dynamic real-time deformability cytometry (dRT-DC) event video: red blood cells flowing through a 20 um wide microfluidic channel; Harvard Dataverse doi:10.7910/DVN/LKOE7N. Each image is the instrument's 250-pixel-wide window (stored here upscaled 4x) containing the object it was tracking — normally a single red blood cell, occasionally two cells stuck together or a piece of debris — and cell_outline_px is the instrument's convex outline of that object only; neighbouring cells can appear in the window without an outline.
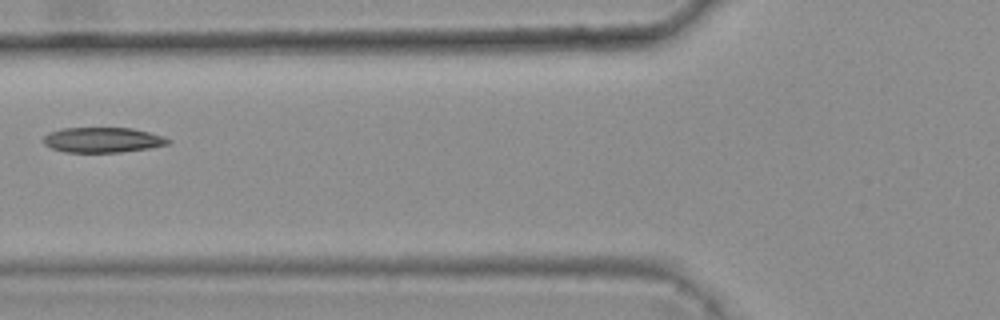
{"species": "common noctule bat (a hibernating species)", "species_latin": "Nyctalus noctula", "temperature_condition": "warm", "stored_images_in_passage": 5, "camera_frame_rate_fps": 3000, "um_per_image_px": 0.085, "animal": {"sex": "female", "body_mass_g": 25.1}, "frame": {"image": 1, "passage_image": 5, "time_ms": 1.333, "image_size_px": [1000, 320], "cell_outline_px": [[172, 140], [168, 144], [148, 148], [120, 152], [64, 152], [52, 148], [44, 144], [44, 136], [48, 132], [64, 128], [132, 128], [164, 136]], "centroid_in_image_um": [8.72, 11.89], "position_along_channel_um": 117.1, "area_um2": 18.21}}